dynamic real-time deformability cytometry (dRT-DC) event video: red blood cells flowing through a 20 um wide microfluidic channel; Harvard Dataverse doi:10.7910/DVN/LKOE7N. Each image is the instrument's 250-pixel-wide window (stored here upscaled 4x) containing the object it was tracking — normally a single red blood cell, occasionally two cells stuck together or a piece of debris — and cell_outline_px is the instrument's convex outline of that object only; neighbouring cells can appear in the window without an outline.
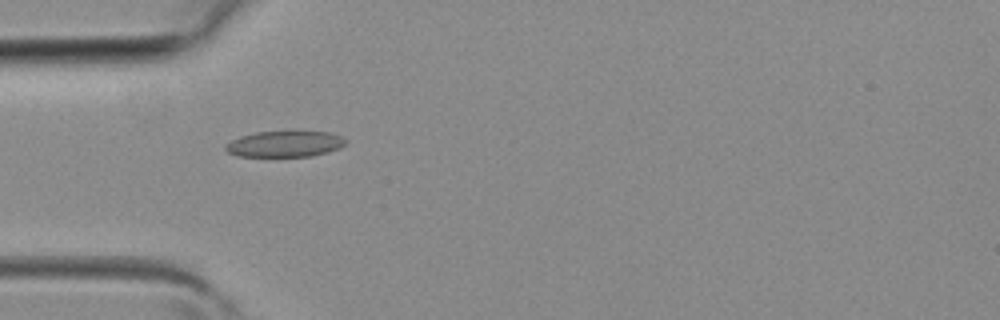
{"species": "common noctule bat (a hibernating species)", "species_latin": "Nyctalus noctula", "temperature_condition": "room temperature", "stored_images_in_passage": 3, "camera_frame_rate_fps": 3000, "um_per_image_px": 0.085, "animal": {"sex": "female", "body_mass_g": 19.3, "forearm_length_mm": 54.1}, "frame": {"image": 1, "passage_image": 3, "time_ms": 0.667, "image_size_px": [1000, 320], "cell_outline_px": [[348, 140], [340, 148], [328, 152], [312, 156], [236, 156], [228, 152], [224, 148], [232, 140], [240, 136], [256, 132], [328, 132], [340, 136]], "centroid_in_image_um": [24.22, 12.24], "position_along_channel_um": 60.8, "area_um2": 17.98}}